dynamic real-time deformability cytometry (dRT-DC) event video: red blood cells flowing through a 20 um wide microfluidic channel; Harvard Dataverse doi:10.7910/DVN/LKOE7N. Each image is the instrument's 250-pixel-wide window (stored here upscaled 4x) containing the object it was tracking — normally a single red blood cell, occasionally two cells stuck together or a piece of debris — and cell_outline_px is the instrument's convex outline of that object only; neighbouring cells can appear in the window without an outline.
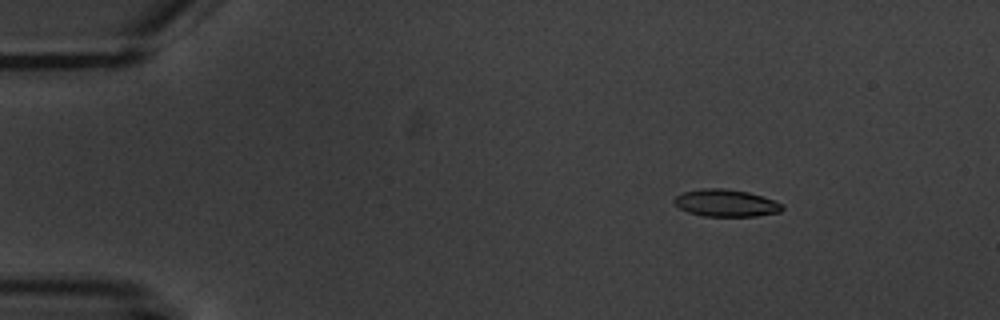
{"species": "common noctule bat (a hibernating species)", "species_latin": "Nyctalus noctula", "temperature_condition": "warm", "stored_images_in_passage": 5, "camera_frame_rate_fps": 3000, "um_per_image_px": 0.085, "animal": {"sex": "male", "body_mass_g": 20.1, "forearm_length_mm": 53.5}, "frame": {"image": 1, "passage_image": 2, "time_ms": 1.333, "image_size_px": [1000, 320], "cell_outline_px": [[784, 208], [780, 212], [756, 216], [704, 216], [688, 212], [680, 208], [672, 200], [676, 196], [684, 192], [700, 188], [724, 188], [748, 192], [784, 204]], "centroid_in_image_um": [61.7, 17.26], "position_along_channel_um": 23.3, "area_um2": 17.05}}
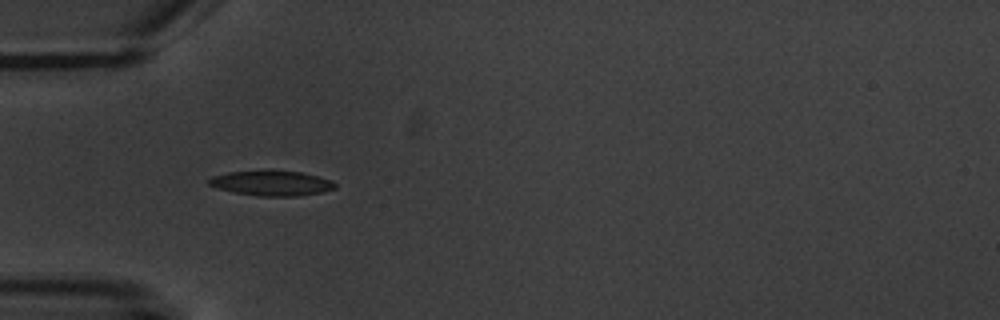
{"frame": {"image": 2, "passage_image": 4, "time_ms": 4.667, "image_size_px": [1000, 320], "cell_outline_px": [[336, 188], [320, 192], [300, 196], [260, 196], [232, 192], [216, 188], [208, 184], [208, 180], [212, 176], [228, 172], [268, 168], [272, 168], [300, 172], [332, 180], [336, 184]], "centroid_in_image_um": [23.04, 15.53], "position_along_channel_um": 62.0, "area_um2": 19.02}}